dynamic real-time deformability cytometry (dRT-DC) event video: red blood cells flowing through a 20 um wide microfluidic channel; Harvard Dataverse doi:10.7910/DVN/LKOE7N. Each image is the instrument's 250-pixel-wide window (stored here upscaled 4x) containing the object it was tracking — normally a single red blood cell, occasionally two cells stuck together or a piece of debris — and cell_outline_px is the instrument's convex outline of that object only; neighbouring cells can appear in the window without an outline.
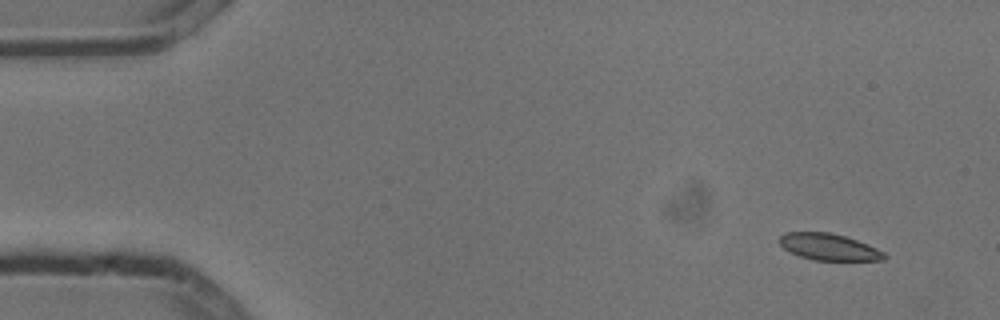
{"species": "common noctule bat (a hibernating species)", "species_latin": "Nyctalus noctula", "temperature_condition": "cold", "stored_images_in_passage": 6, "camera_frame_rate_fps": 3000, "um_per_image_px": 0.085, "animal": {"sex": "male", "body_mass_g": 13.3}, "frame": {"image": 1, "passage_image": 1, "time_ms": 0.0, "image_size_px": [1000, 320], "cell_outline_px": [[888, 256], [884, 260], [816, 260], [800, 256], [784, 248], [780, 244], [780, 236], [784, 232], [828, 232], [844, 236], [868, 244], [884, 252]], "centroid_in_image_um": [70.47, 20.99], "position_along_channel_um": 14.5, "area_um2": 16.07}}
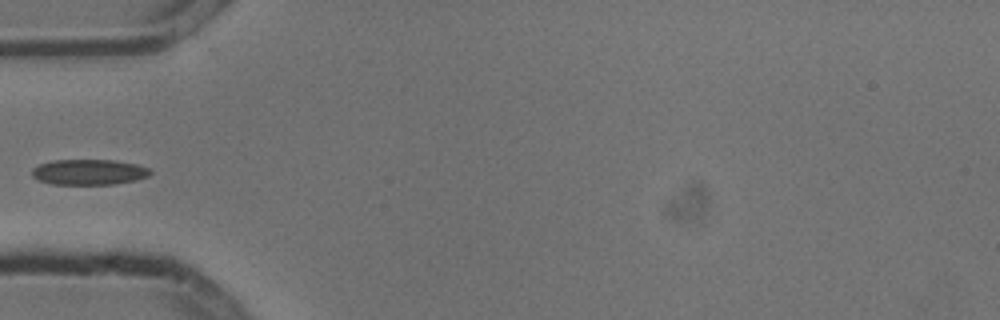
{"frame": {"image": 2, "passage_image": 5, "time_ms": 1.333, "image_size_px": [1000, 320], "cell_outline_px": [[152, 172], [148, 176], [136, 180], [112, 184], [52, 184], [40, 180], [32, 176], [32, 168], [40, 164], [52, 160], [112, 160], [136, 164], [148, 168]], "centroid_in_image_um": [7.55, 14.62], "position_along_channel_um": 77.5, "area_um2": 17.46}}
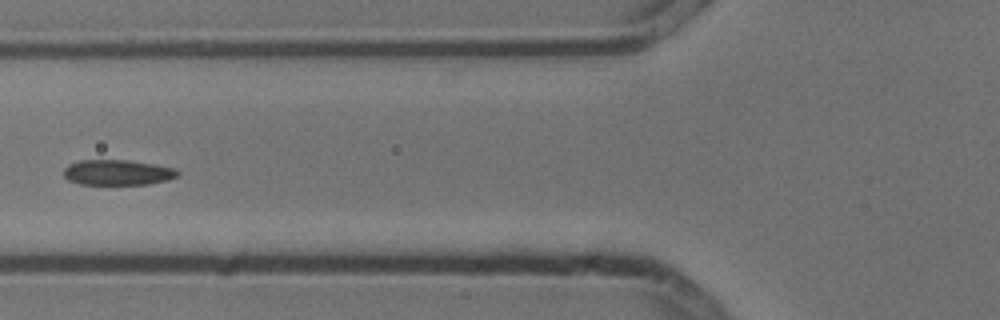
{"frame": {"image": 3, "passage_image": 6, "time_ms": 1.667, "image_size_px": [1000, 320], "cell_outline_px": [[180, 172], [176, 176], [168, 180], [148, 184], [80, 184], [68, 180], [64, 176], [64, 168], [68, 164], [80, 160], [128, 160], [176, 168]], "centroid_in_image_um": [9.98, 14.65], "position_along_channel_um": 115.8, "area_um2": 16.82}}